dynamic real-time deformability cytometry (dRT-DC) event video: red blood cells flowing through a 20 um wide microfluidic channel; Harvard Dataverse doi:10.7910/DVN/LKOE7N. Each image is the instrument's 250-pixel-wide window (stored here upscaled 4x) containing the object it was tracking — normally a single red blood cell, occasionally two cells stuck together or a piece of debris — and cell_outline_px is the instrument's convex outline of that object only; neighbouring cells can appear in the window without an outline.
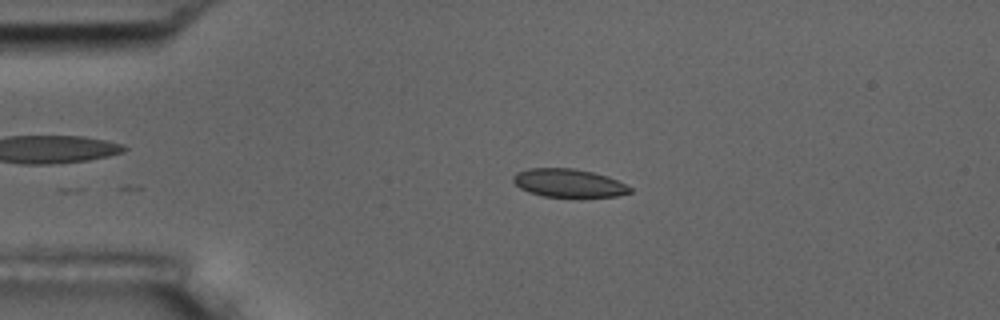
{"species": "common noctule bat (a hibernating species)", "species_latin": "Nyctalus noctula", "temperature_condition": "room temperature", "stored_images_in_passage": 3, "camera_frame_rate_fps": 3000, "um_per_image_px": 0.085, "animal": {"sex": "male", "body_mass_g": 17.5, "forearm_length_mm": 52.3}, "frame": {"image": 1, "passage_image": 3, "time_ms": 2.333, "image_size_px": [1000, 320], "cell_outline_px": [[632, 192], [616, 196], [544, 196], [528, 192], [520, 188], [512, 180], [512, 176], [516, 172], [528, 168], [572, 168], [592, 172], [608, 176], [632, 188]], "centroid_in_image_um": [48.29, 15.54], "position_along_channel_um": 36.7, "area_um2": 19.02}}